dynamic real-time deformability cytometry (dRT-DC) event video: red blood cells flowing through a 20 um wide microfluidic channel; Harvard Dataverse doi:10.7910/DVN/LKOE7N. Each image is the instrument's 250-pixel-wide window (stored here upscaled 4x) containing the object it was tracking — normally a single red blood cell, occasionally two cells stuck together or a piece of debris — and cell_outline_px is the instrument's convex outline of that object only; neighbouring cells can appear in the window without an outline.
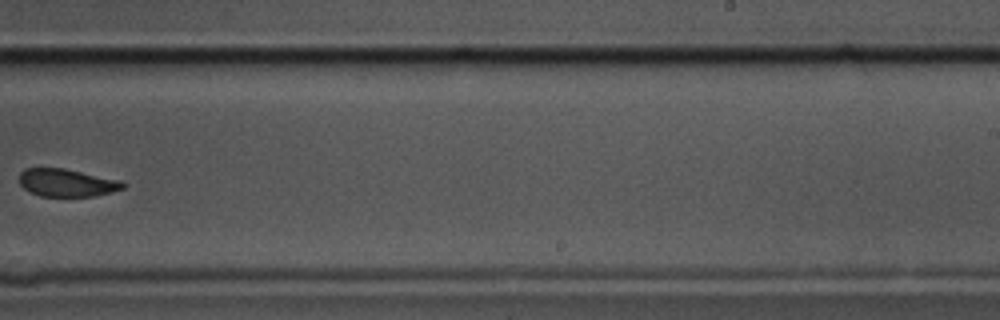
{"species": "common noctule bat (a hibernating species)", "species_latin": "Nyctalus noctula", "temperature_condition": "cold", "stored_images_in_passage": 10, "camera_frame_rate_fps": 3000, "um_per_image_px": 0.085, "animal": {"sex": "male", "body_mass_g": 17.5, "forearm_length_mm": 52.3}, "frame": {"image": 1, "passage_image": 8, "time_ms": 2.333, "image_size_px": [1000, 320], "cell_outline_px": [[124, 188], [112, 192], [96, 196], [40, 196], [24, 188], [20, 184], [20, 172], [24, 168], [64, 168], [124, 180]], "centroid_in_image_um": [5.73, 15.52], "position_along_channel_um": 283.3, "area_um2": 16.88}}